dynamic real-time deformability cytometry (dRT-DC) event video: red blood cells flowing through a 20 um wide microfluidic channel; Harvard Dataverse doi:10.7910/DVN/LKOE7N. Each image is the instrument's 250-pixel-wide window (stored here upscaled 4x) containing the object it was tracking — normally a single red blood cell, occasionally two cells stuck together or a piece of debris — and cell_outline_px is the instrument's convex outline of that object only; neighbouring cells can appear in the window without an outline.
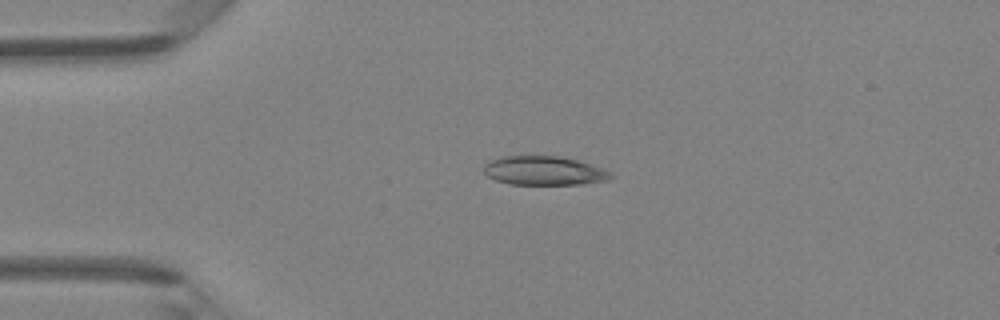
{"species": "Egyptian fruit bat (a non-hibernating species)", "species_latin": "Rousettus aegyptiacus", "temperature_condition": "room temperature", "stored_images_in_passage": 4, "camera_frame_rate_fps": 3000, "um_per_image_px": 0.085, "animal": {"sex": "female"}, "frame": {"image": 1, "passage_image": 3, "time_ms": 0.667, "image_size_px": [1000, 320], "cell_outline_px": [[612, 176], [608, 180], [584, 184], [508, 184], [496, 180], [488, 176], [484, 172], [484, 164], [488, 160], [500, 156], [560, 156], [580, 160], [612, 172]], "centroid_in_image_um": [46.23, 14.5], "position_along_channel_um": 38.8, "area_um2": 21.62}}